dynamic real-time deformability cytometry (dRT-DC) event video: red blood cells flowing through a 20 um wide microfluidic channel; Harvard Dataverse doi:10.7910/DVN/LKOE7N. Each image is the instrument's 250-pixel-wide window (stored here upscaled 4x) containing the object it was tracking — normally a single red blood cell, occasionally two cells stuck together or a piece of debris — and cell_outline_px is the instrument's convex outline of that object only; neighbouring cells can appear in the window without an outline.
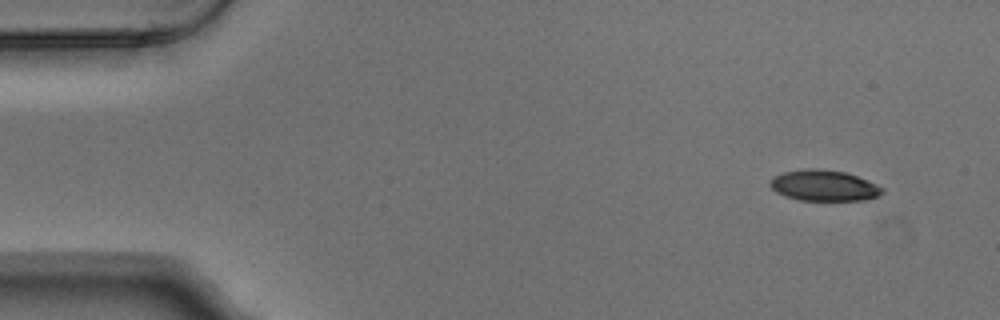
{"species": "Egyptian fruit bat (a non-hibernating species)", "species_latin": "Rousettus aegyptiacus", "temperature_condition": "warm", "stored_images_in_passage": 5, "camera_frame_rate_fps": 3000, "um_per_image_px": 0.085, "animal": {"sex": "male"}, "frame": {"image": 1, "passage_image": 1, "time_ms": 0.0, "image_size_px": [1000, 320], "cell_outline_px": [[884, 192], [880, 196], [864, 200], [800, 200], [784, 196], [776, 192], [768, 184], [772, 176], [784, 172], [808, 168], [816, 168], [844, 172], [868, 180], [884, 188]], "centroid_in_image_um": [70.03, 15.77], "position_along_channel_um": 15.0, "area_um2": 20.29}}